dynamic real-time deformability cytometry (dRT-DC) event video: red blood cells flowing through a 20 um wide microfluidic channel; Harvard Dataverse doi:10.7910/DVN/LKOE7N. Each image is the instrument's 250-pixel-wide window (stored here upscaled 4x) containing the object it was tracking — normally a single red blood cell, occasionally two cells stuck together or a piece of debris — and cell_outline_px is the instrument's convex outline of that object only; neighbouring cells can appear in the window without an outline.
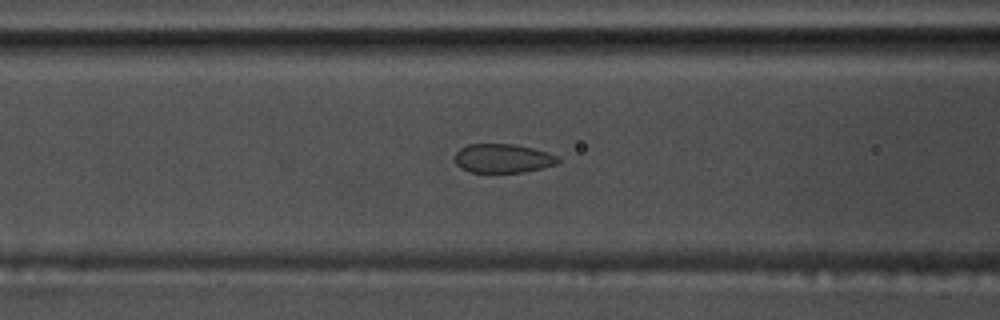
{"species": "common noctule bat (a hibernating species)", "species_latin": "Nyctalus noctula", "temperature_condition": "warm", "stored_images_in_passage": 44, "camera_frame_rate_fps": 3000, "um_per_image_px": 0.085, "animal": {"sex": "male", "body_mass_g": 17.5, "forearm_length_mm": 52.3}, "frame": {"image": 1, "passage_image": 21, "time_ms": 6.667, "image_size_px": [1000, 320], "cell_outline_px": [[560, 160], [556, 164], [544, 168], [524, 172], [472, 172], [460, 168], [456, 164], [456, 152], [460, 148], [468, 144], [512, 144], [532, 148], [556, 156]], "centroid_in_image_um": [42.72, 13.47], "position_along_channel_um": 123.9, "area_um2": 17.22}}
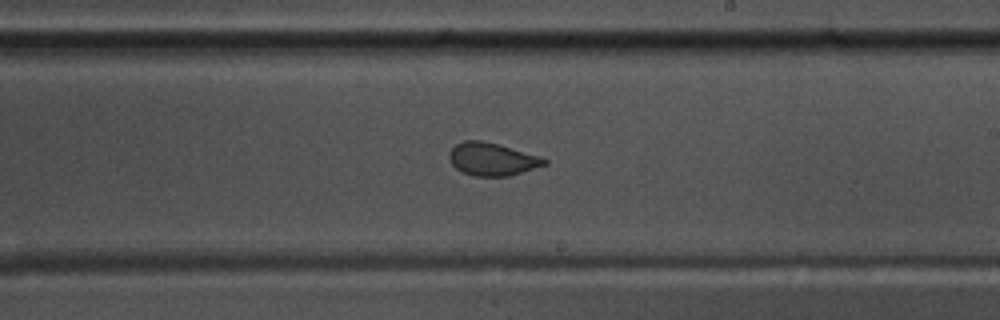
{"frame": {"image": 2, "passage_image": 31, "time_ms": 10.0, "image_size_px": [1000, 320], "cell_outline_px": [[548, 164], [508, 176], [476, 176], [464, 172], [456, 168], [452, 164], [448, 156], [448, 152], [456, 144], [464, 140], [480, 140], [496, 144], [540, 156], [548, 160]], "centroid_in_image_um": [41.82, 13.53], "position_along_channel_um": 247.2, "area_um2": 17.98}}
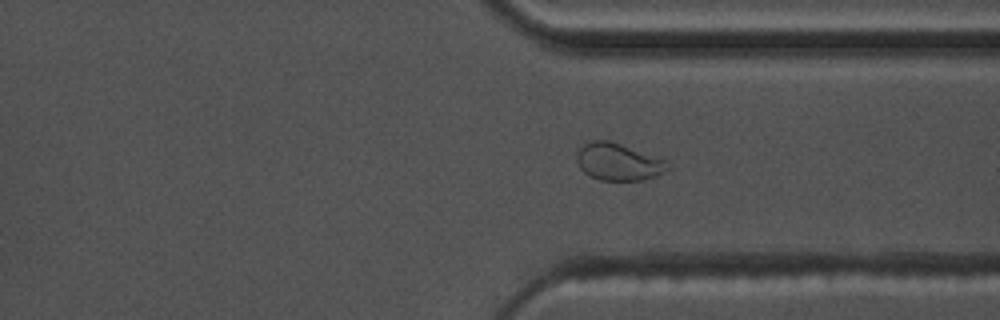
{"frame": {"image": 3, "passage_image": 40, "time_ms": 13.0, "image_size_px": [1000, 320], "cell_outline_px": [[672, 168], [644, 180], [600, 180], [588, 176], [580, 168], [576, 160], [576, 152], [584, 144], [592, 140], [608, 140], [620, 144], [664, 160], [672, 164]], "centroid_in_image_um": [52.53, 13.77], "position_along_channel_um": 358.9, "area_um2": 19.59}}